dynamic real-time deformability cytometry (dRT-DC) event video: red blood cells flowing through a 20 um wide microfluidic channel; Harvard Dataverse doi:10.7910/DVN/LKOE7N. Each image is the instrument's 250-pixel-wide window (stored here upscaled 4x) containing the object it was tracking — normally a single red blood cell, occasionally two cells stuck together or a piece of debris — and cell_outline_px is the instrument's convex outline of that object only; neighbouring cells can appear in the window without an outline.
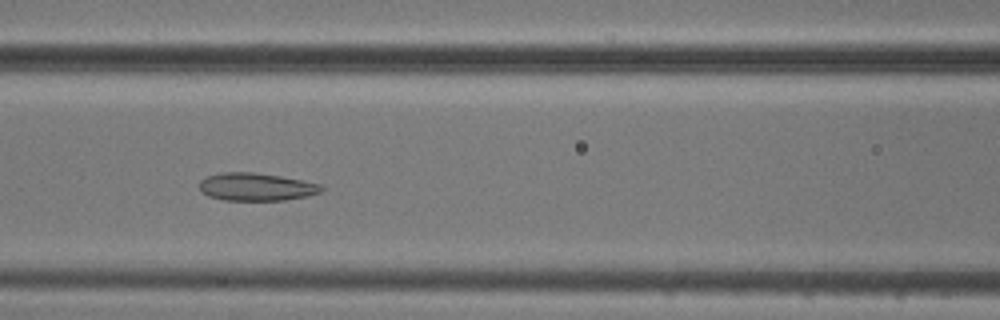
{"species": "common noctule bat (a hibernating species)", "species_latin": "Nyctalus noctula", "temperature_condition": "cold", "stored_images_in_passage": 7, "camera_frame_rate_fps": 3000, "um_per_image_px": 0.085, "animal": {"sex": "male", "body_mass_g": 20.5, "forearm_length_mm": 52.5}, "frame": {"image": 1, "passage_image": 6, "time_ms": 6.0, "image_size_px": [1000, 320], "cell_outline_px": [[324, 188], [320, 192], [308, 196], [284, 200], [224, 200], [208, 196], [200, 192], [200, 180], [204, 176], [224, 172], [252, 172], [280, 176], [320, 184]], "centroid_in_image_um": [21.73, 15.88], "position_along_channel_um": 144.9, "area_um2": 19.77}}
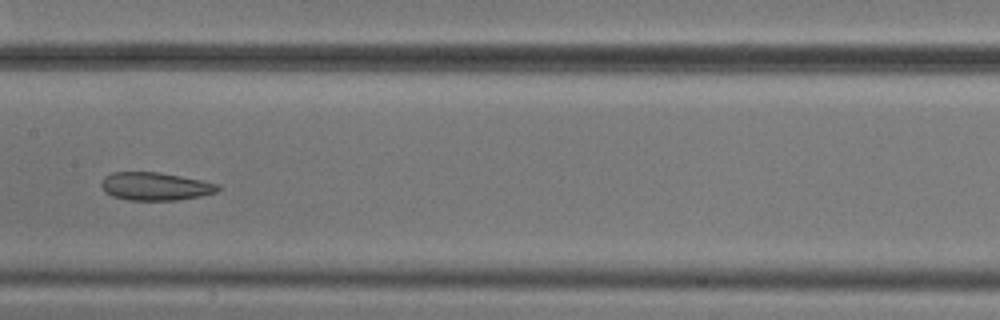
{"frame": {"image": 2, "passage_image": 7, "time_ms": 7.333, "image_size_px": [1000, 320], "cell_outline_px": [[220, 188], [216, 192], [200, 196], [176, 200], [128, 200], [112, 196], [104, 192], [100, 184], [104, 176], [112, 172], [160, 172], [204, 180], [220, 184]], "centroid_in_image_um": [13.19, 15.83], "position_along_channel_um": 194.2, "area_um2": 19.25}}